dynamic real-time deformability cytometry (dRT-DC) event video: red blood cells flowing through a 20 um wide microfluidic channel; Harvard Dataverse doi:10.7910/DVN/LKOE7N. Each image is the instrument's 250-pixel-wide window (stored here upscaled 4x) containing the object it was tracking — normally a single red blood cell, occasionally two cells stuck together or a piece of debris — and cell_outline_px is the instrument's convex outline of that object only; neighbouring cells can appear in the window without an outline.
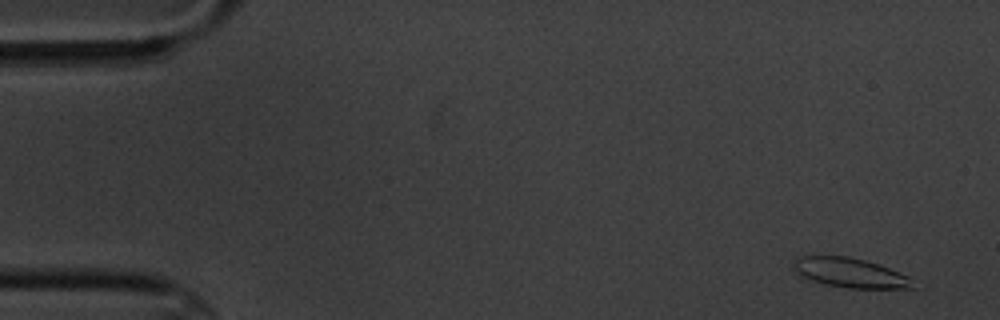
{"species": "common noctule bat (a hibernating species)", "species_latin": "Nyctalus noctula", "temperature_condition": "cold", "stored_images_in_passage": 7, "segment_of_instrument_passage": [1, 2], "camera_frame_rate_fps": 3000, "um_per_image_px": 0.085, "animal": {"sex": "male", "body_mass_g": 20.1, "forearm_length_mm": 53.5}, "frame": {"image": 1, "passage_image": 2, "time_ms": 1.0, "image_size_px": [1000, 320], "cell_outline_px": [[916, 288], [848, 288], [824, 284], [800, 276], [792, 268], [792, 264], [800, 256], [848, 256], [864, 260], [888, 268], [908, 276]], "centroid_in_image_um": [72.22, 23.19], "position_along_channel_um": 12.8, "area_um2": 20.35}}